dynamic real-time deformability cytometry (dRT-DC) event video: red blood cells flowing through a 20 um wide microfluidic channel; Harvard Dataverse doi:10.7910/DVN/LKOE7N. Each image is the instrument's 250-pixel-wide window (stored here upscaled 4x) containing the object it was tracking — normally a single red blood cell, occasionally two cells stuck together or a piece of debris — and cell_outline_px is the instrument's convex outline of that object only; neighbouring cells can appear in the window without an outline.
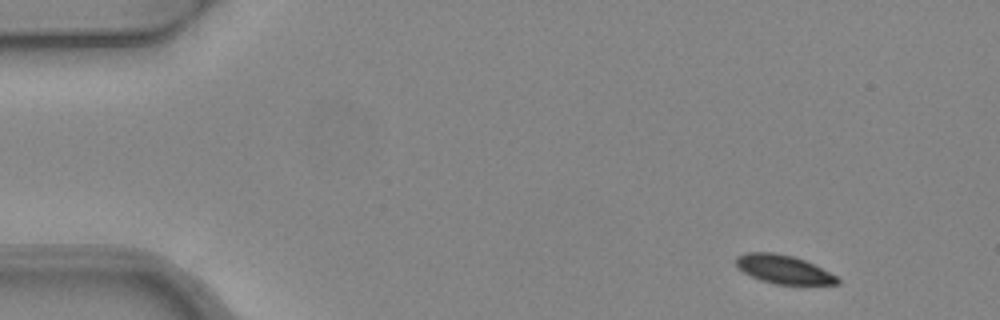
{"species": "common noctule bat (a hibernating species)", "species_latin": "Nyctalus noctula", "temperature_condition": "warm", "stored_images_in_passage": 4, "camera_frame_rate_fps": 3000, "um_per_image_px": 0.085, "animal": {"sex": "female", "body_mass_g": 24.6, "forearm_length_mm": 56.2}, "frame": {"image": 1, "passage_image": 1, "time_ms": 0.0, "image_size_px": [1000, 320], "cell_outline_px": [[840, 284], [776, 284], [760, 280], [736, 268], [736, 256], [748, 252], [772, 252], [792, 256], [804, 260], [836, 276], [840, 280]], "centroid_in_image_um": [66.55, 22.89], "position_along_channel_um": 18.4, "area_um2": 16.65}}
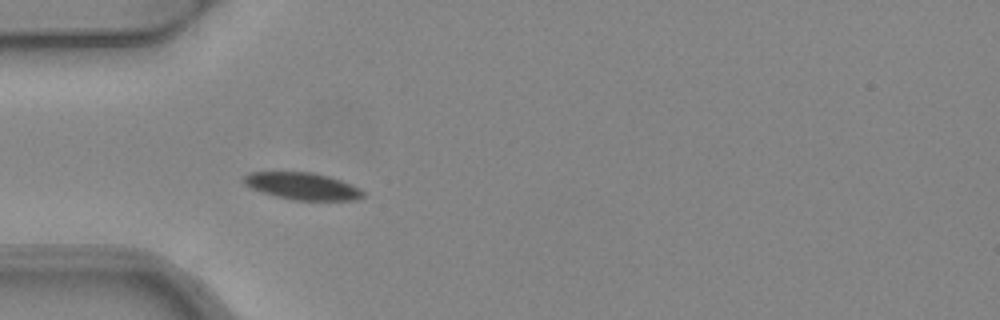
{"frame": {"image": 2, "passage_image": 4, "time_ms": 1.0, "image_size_px": [1000, 320], "cell_outline_px": [[364, 196], [356, 200], [296, 200], [276, 196], [248, 188], [244, 184], [244, 176], [252, 172], [312, 172], [328, 176], [352, 184], [360, 188], [364, 192]], "centroid_in_image_um": [25.71, 15.82], "position_along_channel_um": 59.3, "area_um2": 18.79}}